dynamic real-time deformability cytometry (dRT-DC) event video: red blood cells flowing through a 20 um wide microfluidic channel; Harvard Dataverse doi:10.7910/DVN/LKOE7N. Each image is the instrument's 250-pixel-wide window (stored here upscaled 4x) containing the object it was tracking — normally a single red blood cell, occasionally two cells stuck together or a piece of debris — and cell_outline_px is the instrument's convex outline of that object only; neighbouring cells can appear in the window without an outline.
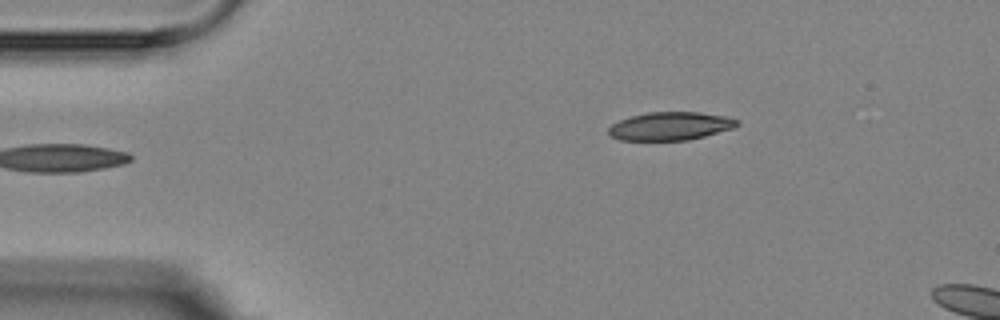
{"species": "Egyptian fruit bat (a non-hibernating species)", "species_latin": "Rousettus aegyptiacus", "temperature_condition": "room temperature", "stored_images_in_passage": 4, "camera_frame_rate_fps": 3000, "um_per_image_px": 0.085, "animal": {"sex": "female"}, "frame": {"image": 1, "passage_image": 4, "time_ms": 3.667, "image_size_px": [1000, 320], "cell_outline_px": [[740, 124], [736, 128], [688, 140], [620, 140], [608, 136], [608, 128], [612, 124], [620, 120], [632, 116], [648, 112], [700, 112], [724, 116], [740, 120]], "centroid_in_image_um": [57.0, 10.72], "position_along_channel_um": 28.0, "area_um2": 21.27}}